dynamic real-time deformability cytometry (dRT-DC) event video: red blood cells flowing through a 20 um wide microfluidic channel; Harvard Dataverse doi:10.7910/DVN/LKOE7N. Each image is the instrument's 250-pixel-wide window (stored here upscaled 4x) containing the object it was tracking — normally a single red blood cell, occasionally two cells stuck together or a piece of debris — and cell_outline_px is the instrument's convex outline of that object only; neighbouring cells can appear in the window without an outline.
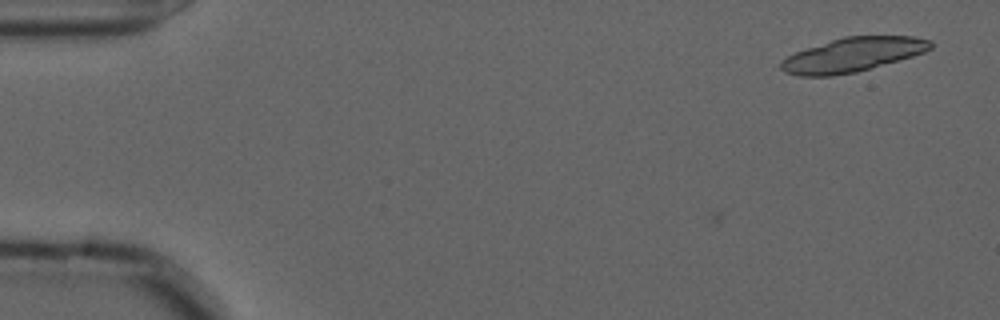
{"species": "common noctule bat (a hibernating species)", "species_latin": "Nyctalus noctula", "temperature_condition": "cold", "stored_images_in_passage": 3, "camera_frame_rate_fps": 3000, "um_per_image_px": 0.085, "animal": {"sex": "male", "forearm_length_mm": 52.5}, "frame": {"image": 1, "passage_image": 3, "time_ms": 0.667, "image_size_px": [1000, 320], "cell_outline_px": [[932, 48], [924, 52], [912, 56], [856, 72], [832, 76], [800, 76], [784, 72], [780, 68], [780, 60], [796, 52], [844, 36], [912, 36], [932, 40]], "centroid_in_image_um": [72.47, 4.66], "position_along_channel_um": 12.5, "area_um2": 29.54}}